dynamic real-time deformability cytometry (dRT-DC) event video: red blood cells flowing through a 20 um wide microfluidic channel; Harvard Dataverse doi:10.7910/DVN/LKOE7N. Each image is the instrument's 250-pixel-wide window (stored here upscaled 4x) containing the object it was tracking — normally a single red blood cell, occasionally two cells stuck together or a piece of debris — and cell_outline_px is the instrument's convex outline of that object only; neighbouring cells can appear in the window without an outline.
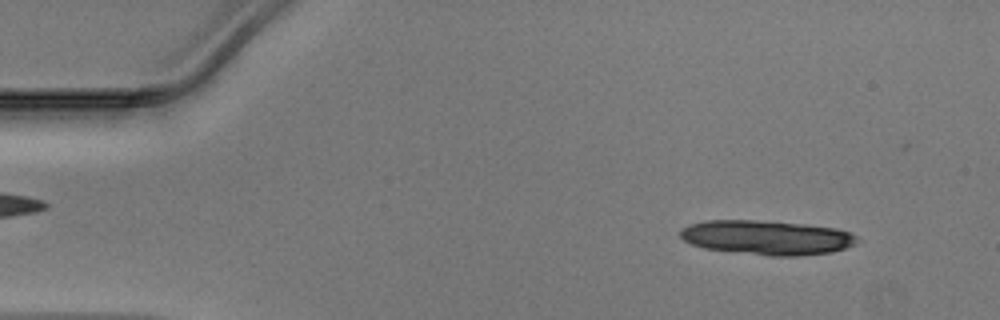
{"species": "Egyptian fruit bat (a non-hibernating species)", "species_latin": "Rousettus aegyptiacus", "temperature_condition": "warm", "stored_images_in_passage": 43, "camera_frame_rate_fps": 3000, "um_per_image_px": 0.085, "animal": {"sex": "male"}, "frame": {"image": 1, "passage_image": 4, "time_ms": 1.0, "image_size_px": [1000, 320], "cell_outline_px": [[860, 240], [844, 248], [832, 252], [800, 256], [768, 256], [704, 248], [692, 244], [684, 240], [680, 236], [680, 228], [688, 224], [704, 220], [756, 220], [804, 224], [836, 228], [852, 232]], "centroid_in_image_um": [65.17, 20.18], "position_along_channel_um": 19.8, "area_um2": 35.66}}
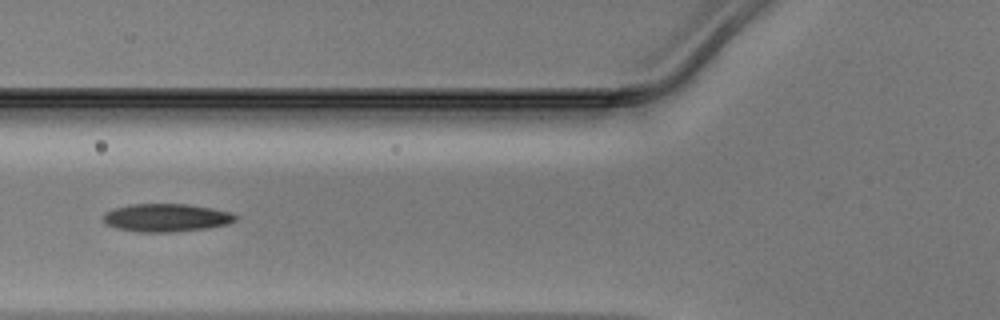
{"frame": {"image": 2, "passage_image": 18, "time_ms": 5.667, "image_size_px": [1000, 320], "cell_outline_px": [[236, 220], [228, 224], [208, 228], [172, 232], [140, 232], [116, 228], [104, 224], [104, 212], [112, 208], [128, 204], [188, 204], [212, 208], [232, 212], [236, 216]], "centroid_in_image_um": [14.11, 18.5], "position_along_channel_um": 111.7, "area_um2": 21.79}}
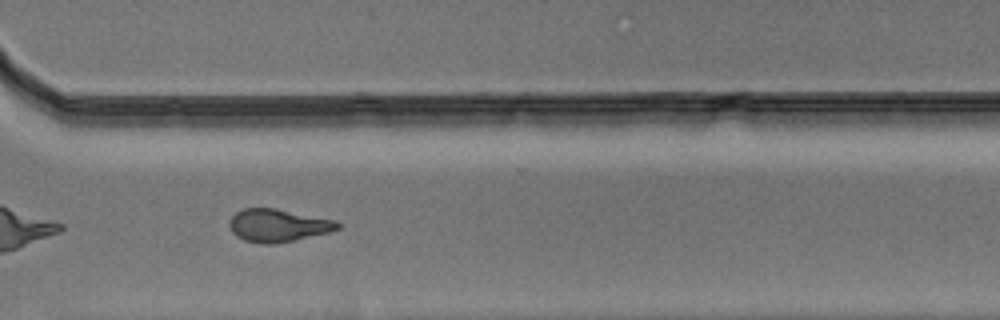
{"frame": {"image": 3, "passage_image": 35, "time_ms": 11.333, "image_size_px": [1000, 320], "cell_outline_px": [[344, 224], [340, 228], [328, 232], [292, 240], [272, 244], [264, 244], [244, 240], [236, 236], [232, 232], [228, 224], [232, 216], [236, 212], [244, 208], [276, 208], [336, 220]], "centroid_in_image_um": [23.63, 19.15], "position_along_channel_um": 347.0, "area_um2": 20.63}}